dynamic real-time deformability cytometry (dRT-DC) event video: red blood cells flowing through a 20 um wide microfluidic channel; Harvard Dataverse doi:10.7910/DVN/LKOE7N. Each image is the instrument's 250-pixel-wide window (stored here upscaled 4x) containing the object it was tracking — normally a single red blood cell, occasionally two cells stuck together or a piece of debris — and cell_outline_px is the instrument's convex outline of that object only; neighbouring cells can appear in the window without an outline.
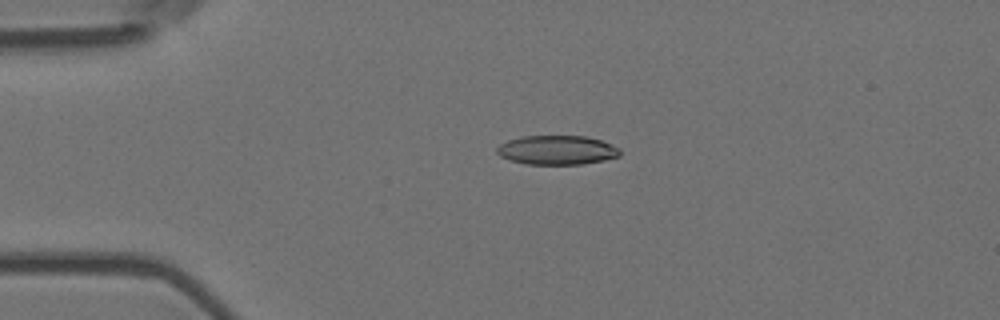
{"species": "Egyptian fruit bat (a non-hibernating species)", "species_latin": "Rousettus aegyptiacus", "temperature_condition": "room temperature", "stored_images_in_passage": 5, "camera_frame_rate_fps": 3000, "um_per_image_px": 0.085, "animal": {"sex": "female"}, "frame": {"image": 1, "passage_image": 4, "time_ms": 1.0, "image_size_px": [1000, 320], "cell_outline_px": [[620, 156], [604, 160], [584, 164], [528, 164], [512, 160], [500, 156], [496, 152], [496, 148], [500, 144], [508, 140], [520, 136], [584, 136], [600, 140], [612, 144], [620, 148]], "centroid_in_image_um": [47.35, 12.75], "position_along_channel_um": 37.6, "area_um2": 20.92}}